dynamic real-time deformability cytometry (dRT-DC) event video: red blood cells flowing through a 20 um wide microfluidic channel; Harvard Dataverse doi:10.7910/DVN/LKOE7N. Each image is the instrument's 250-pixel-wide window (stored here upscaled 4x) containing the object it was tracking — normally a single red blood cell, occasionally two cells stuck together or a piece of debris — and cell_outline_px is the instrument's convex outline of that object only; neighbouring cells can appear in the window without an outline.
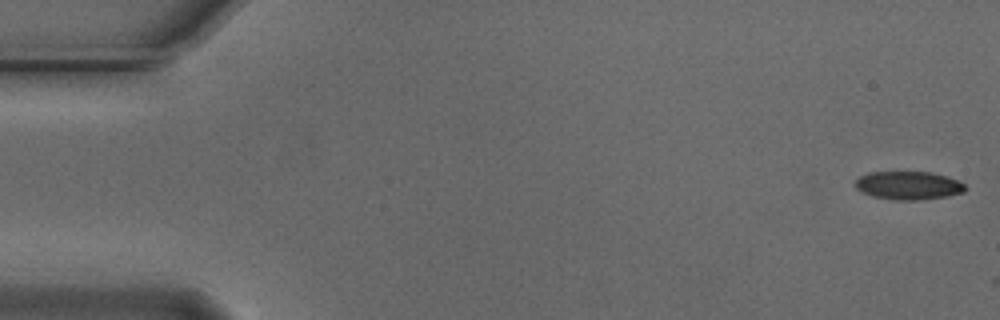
{"species": "Egyptian fruit bat (a non-hibernating species)", "species_latin": "Rousettus aegyptiacus", "temperature_condition": "cold", "stored_images_in_passage": 5, "camera_frame_rate_fps": 3000, "um_per_image_px": 0.085, "animal": {"sex": "male"}, "frame": {"image": 1, "passage_image": 1, "time_ms": 0.0, "image_size_px": [1000, 320], "cell_outline_px": [[968, 188], [964, 192], [948, 196], [920, 200], [896, 200], [872, 196], [856, 188], [856, 180], [860, 176], [868, 172], [932, 172], [948, 176], [964, 184]], "centroid_in_image_um": [77.25, 15.76], "position_along_channel_um": 7.7, "area_um2": 18.15}}